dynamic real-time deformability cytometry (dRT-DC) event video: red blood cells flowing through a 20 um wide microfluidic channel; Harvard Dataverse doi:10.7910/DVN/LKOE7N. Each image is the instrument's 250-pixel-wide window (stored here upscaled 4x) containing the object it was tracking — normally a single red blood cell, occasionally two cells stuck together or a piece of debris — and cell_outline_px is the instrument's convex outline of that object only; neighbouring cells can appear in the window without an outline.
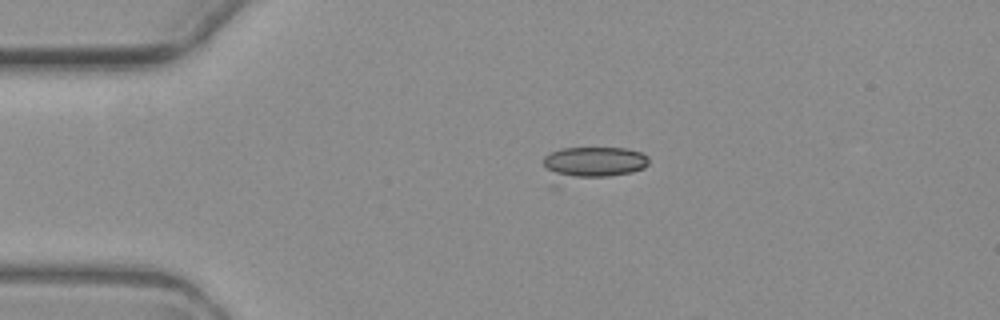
{"species": "common noctule bat (a hibernating species)", "species_latin": "Nyctalus noctula", "temperature_condition": "warm", "stored_images_in_passage": 7, "camera_frame_rate_fps": 3000, "um_per_image_px": 0.085, "animal": {"sex": "female", "body_mass_g": 19.3, "forearm_length_mm": 54.1}, "frame": {"image": 1, "passage_image": 5, "time_ms": 5.0, "image_size_px": [1000, 320], "cell_outline_px": [[648, 164], [644, 168], [632, 172], [608, 176], [560, 176], [548, 168], [544, 164], [544, 156], [560, 148], [624, 148], [640, 152], [648, 156]], "centroid_in_image_um": [50.56, 13.74], "position_along_channel_um": 34.4, "area_um2": 18.21}}